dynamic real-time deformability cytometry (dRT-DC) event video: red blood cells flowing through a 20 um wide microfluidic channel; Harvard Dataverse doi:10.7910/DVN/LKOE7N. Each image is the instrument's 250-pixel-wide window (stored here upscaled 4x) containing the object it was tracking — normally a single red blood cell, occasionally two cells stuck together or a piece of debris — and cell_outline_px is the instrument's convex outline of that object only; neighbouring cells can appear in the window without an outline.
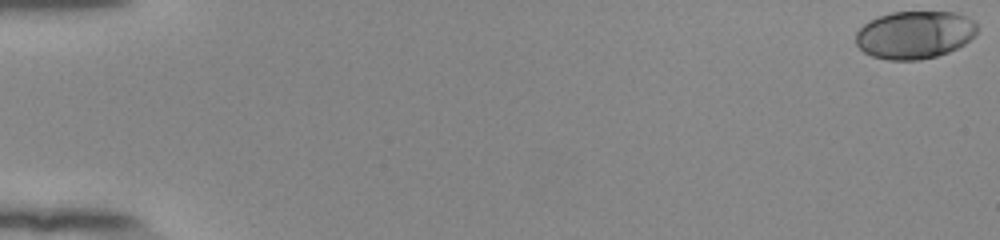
{"species": "human", "species_latin": "Homo sapiens", "temperature_condition": "room temperature", "stored_images_in_passage": 54, "camera_frame_rate_fps": 3000, "um_per_image_px": 0.085, "donor": {"sex": "female"}, "frame": {"image": 1, "passage_image": 1, "time_ms": 0.0, "image_size_px": [1000, 240], "cell_outline_px": [[976, 32], [964, 44], [948, 52], [936, 56], [920, 60], [888, 60], [872, 56], [864, 52], [856, 44], [856, 32], [864, 24], [880, 16], [892, 12], [956, 12], [972, 20], [976, 24]], "centroid_in_image_um": [77.72, 2.96], "position_along_channel_um": 7.3, "area_um2": 33.52}}
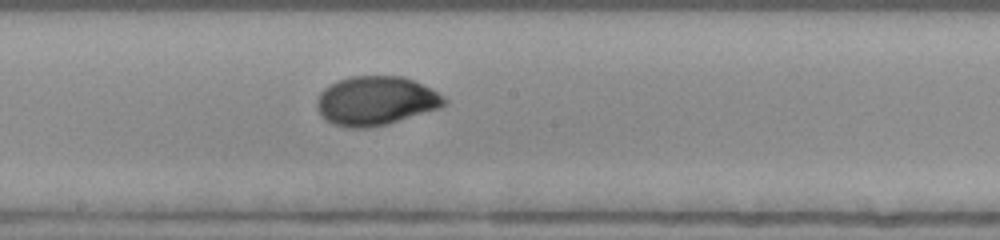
{"frame": {"image": 2, "passage_image": 31, "time_ms": 10.0, "image_size_px": [1000, 240], "cell_outline_px": [[448, 100], [440, 108], [388, 124], [368, 128], [344, 128], [332, 124], [320, 116], [316, 108], [316, 100], [320, 92], [328, 84], [336, 80], [352, 76], [404, 76], [444, 96]], "centroid_in_image_um": [31.88, 8.58], "position_along_channel_um": 216.3, "area_um2": 36.7}}
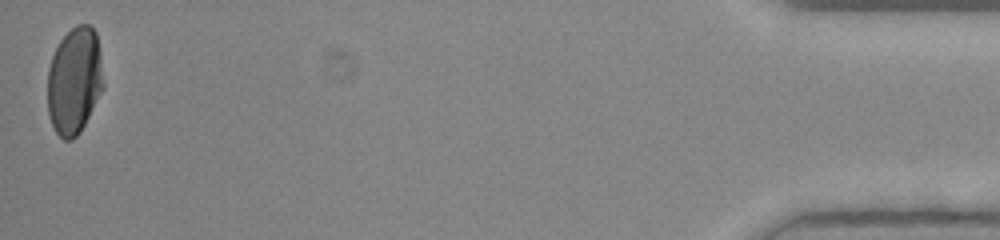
{"frame": {"image": 3, "passage_image": 54, "time_ms": 17.667, "image_size_px": [1000, 240], "cell_outline_px": [[104, 88], [80, 132], [72, 140], [64, 140], [56, 132], [52, 124], [48, 112], [48, 68], [52, 56], [60, 40], [76, 24], [88, 24], [96, 32], [100, 56], [104, 84]], "centroid_in_image_um": [6.32, 6.86], "position_along_channel_um": 428.9, "area_um2": 34.74}, "authors_computed_cell_mechanics": {"area_um2": 34.969, "velocity_mm_per_s": 3.8913, "shape_relaxation_time_tau1_ms": 3.5365, "shape_relaxation_time_tau2_ms": null, "deformation_change_tau1": 0.1604, "deformation_change_tau2": null}}